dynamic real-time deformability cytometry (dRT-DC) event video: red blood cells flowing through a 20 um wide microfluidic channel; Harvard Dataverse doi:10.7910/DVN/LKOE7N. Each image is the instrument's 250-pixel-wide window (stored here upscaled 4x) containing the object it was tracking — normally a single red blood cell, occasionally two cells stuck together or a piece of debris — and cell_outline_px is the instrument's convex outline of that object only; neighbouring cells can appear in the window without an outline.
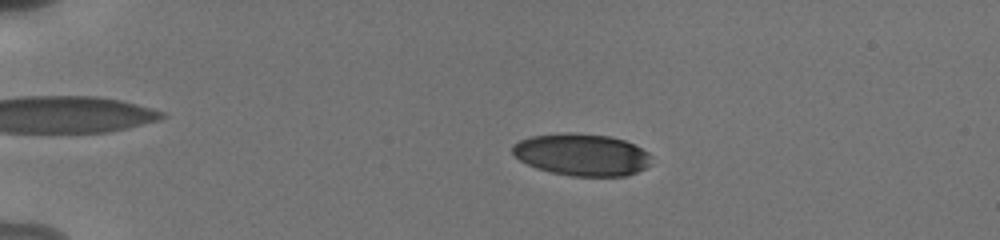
{"species": "human", "species_latin": "Homo sapiens", "temperature_condition": "cold", "stored_images_in_passage": 55, "camera_frame_rate_fps": 3000, "um_per_image_px": 0.085, "donor": {"sex": "male"}, "frame": {"image": 1, "passage_image": 13, "time_ms": 4.0, "image_size_px": [1000, 240], "cell_outline_px": [[652, 164], [636, 172], [624, 176], [572, 176], [552, 172], [536, 168], [520, 160], [512, 152], [512, 144], [520, 140], [532, 136], [564, 132], [572, 132], [608, 136], [624, 140], [648, 152], [652, 156]], "centroid_in_image_um": [49.46, 13.14], "position_along_channel_um": 35.5, "area_um2": 34.04}}
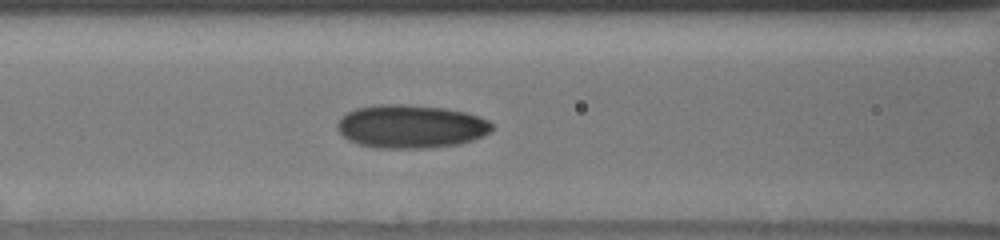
{"frame": {"image": 2, "passage_image": 26, "time_ms": 8.333, "image_size_px": [1000, 240], "cell_outline_px": [[492, 128], [484, 136], [460, 144], [424, 148], [376, 148], [360, 144], [348, 140], [336, 128], [336, 124], [340, 116], [356, 108], [380, 104], [404, 104], [444, 108], [464, 112], [488, 120], [492, 124]], "centroid_in_image_um": [34.88, 10.75], "position_along_channel_um": 131.7, "area_um2": 39.02}}
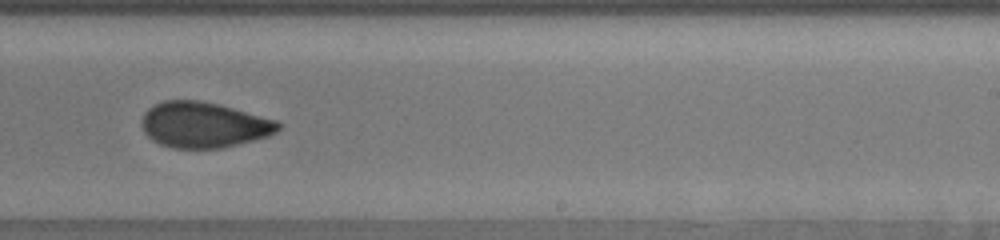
{"frame": {"image": 3, "passage_image": 37, "time_ms": 12.0, "image_size_px": [1000, 240], "cell_outline_px": [[284, 124], [276, 132], [268, 136], [220, 148], [172, 148], [160, 144], [152, 140], [144, 132], [140, 120], [144, 112], [148, 108], [164, 100], [200, 100], [220, 104], [280, 120]], "centroid_in_image_um": [17.34, 10.59], "position_along_channel_um": 271.7, "area_um2": 36.7}, "authors_computed_cell_mechanics": {"area_um2": 35.3158, "velocity_mm_per_s": 3.8282, "shape_relaxation_time_tau1_ms": 6.1276, "shape_relaxation_time_tau2_ms": 2.3968, "deformation_change_tau1": 0.1454, "deformation_change_tau2": 0.0765}}